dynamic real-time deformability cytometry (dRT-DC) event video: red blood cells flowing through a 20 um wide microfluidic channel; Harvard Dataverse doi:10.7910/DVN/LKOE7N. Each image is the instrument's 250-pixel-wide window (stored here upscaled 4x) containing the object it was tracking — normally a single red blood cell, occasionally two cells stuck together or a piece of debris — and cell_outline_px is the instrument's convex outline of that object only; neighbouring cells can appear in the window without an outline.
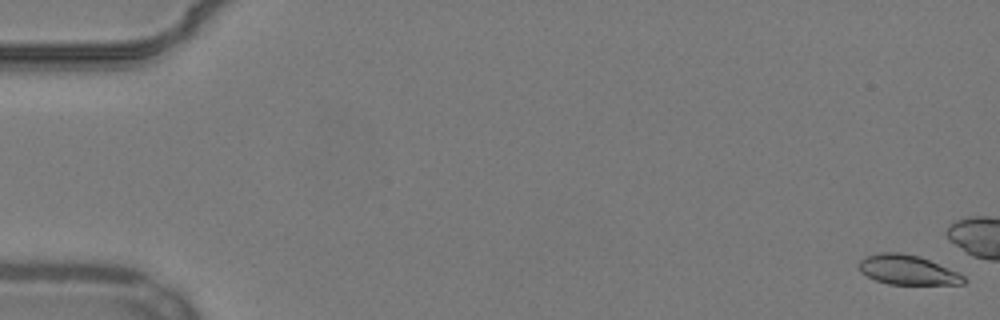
{"species": "common noctule bat (a hibernating species)", "species_latin": "Nyctalus noctula", "temperature_condition": "warm", "stored_images_in_passage": 15, "camera_frame_rate_fps": 3000, "um_per_image_px": 0.085, "animal": {"sex": "male", "body_mass_g": 19.2, "forearm_length_mm": 51.8}, "frame": {"image": 1, "passage_image": 1, "time_ms": 0.0, "image_size_px": [1000, 320], "cell_outline_px": [[968, 280], [964, 284], [888, 284], [876, 280], [860, 272], [860, 260], [864, 256], [880, 252], [900, 252], [920, 256], [960, 272]], "centroid_in_image_um": [77.18, 22.93], "position_along_channel_um": 7.8, "area_um2": 18.26}}